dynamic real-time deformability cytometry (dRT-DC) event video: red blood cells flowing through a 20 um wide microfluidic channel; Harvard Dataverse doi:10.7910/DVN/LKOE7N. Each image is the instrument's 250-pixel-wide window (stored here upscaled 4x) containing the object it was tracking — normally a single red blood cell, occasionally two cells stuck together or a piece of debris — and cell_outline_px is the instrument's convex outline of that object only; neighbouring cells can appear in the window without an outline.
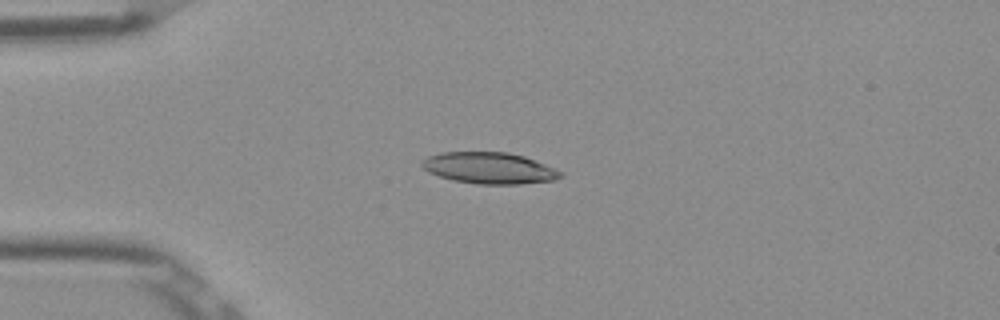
{"species": "Egyptian fruit bat (a non-hibernating species)", "species_latin": "Rousettus aegyptiacus", "temperature_condition": "room temperature", "stored_images_in_passage": 52, "camera_frame_rate_fps": 3000, "um_per_image_px": 0.085, "frame": {"image": 1, "passage_image": 13, "time_ms": 4.0, "image_size_px": [1000, 320], "cell_outline_px": [[564, 172], [556, 180], [520, 184], [476, 184], [452, 180], [428, 172], [420, 164], [428, 156], [440, 152], [508, 152], [524, 156]], "centroid_in_image_um": [41.59, 14.28], "position_along_channel_um": 43.4, "area_um2": 25.32}}
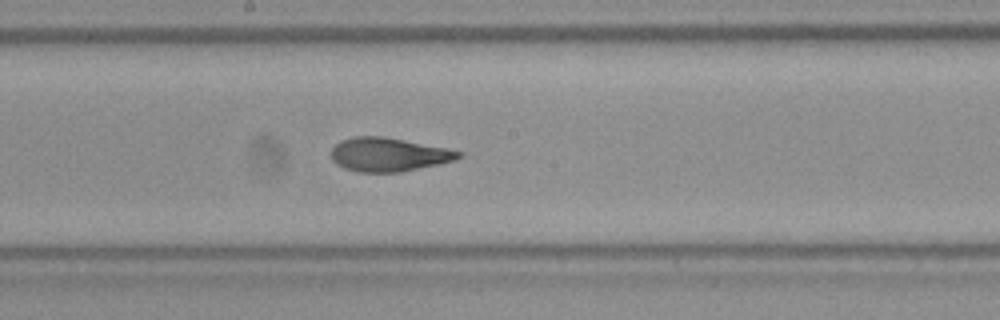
{"frame": {"image": 2, "passage_image": 28, "time_ms": 9.0, "image_size_px": [1000, 320], "cell_outline_px": [[464, 156], [456, 160], [400, 172], [360, 172], [344, 168], [336, 164], [332, 160], [332, 148], [340, 140], [352, 136], [384, 136], [448, 148], [464, 152]], "centroid_in_image_um": [33.05, 13.12], "position_along_channel_um": 215.2, "area_um2": 25.2}}
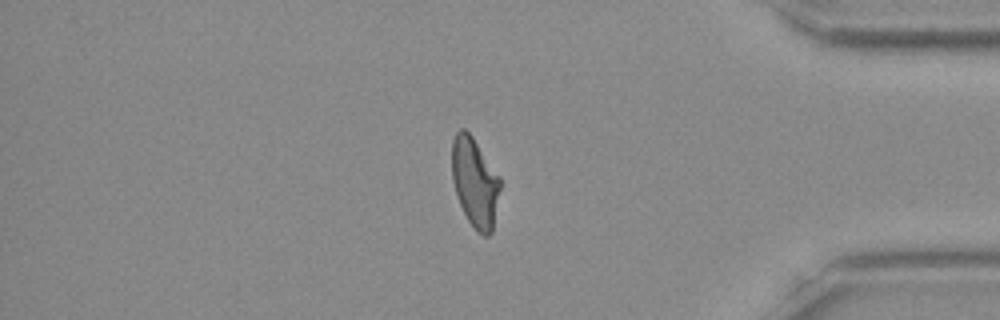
{"frame": {"image": 3, "passage_image": 44, "time_ms": 14.333, "image_size_px": [1000, 320], "cell_outline_px": [[500, 188], [492, 232], [488, 236], [484, 236], [476, 232], [468, 220], [460, 204], [452, 180], [452, 140], [456, 132], [460, 128], [464, 128], [472, 136], [500, 176]], "centroid_in_image_um": [40.36, 15.5], "position_along_channel_um": 394.8, "area_um2": 25.09}, "authors_computed_cell_mechanics": {"area_um2": 25.432, "velocity_mm_per_s": 3.8826, "shape_relaxation_time_tau1_ms": 5.4428, "shape_relaxation_time_tau2_ms": 1.2023, "deformation_change_tau1": 0.1895, "deformation_change_tau2": 0.0819}}